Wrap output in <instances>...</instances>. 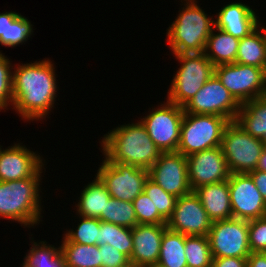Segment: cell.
<instances>
[{"label":"cell","instance_id":"6da1fadb","mask_svg":"<svg viewBox=\"0 0 266 267\" xmlns=\"http://www.w3.org/2000/svg\"><path fill=\"white\" fill-rule=\"evenodd\" d=\"M13 67L12 110L24 122L45 120L55 108L59 91L55 63L44 58L33 63H16Z\"/></svg>","mask_w":266,"mask_h":267},{"label":"cell","instance_id":"7a4b0ae2","mask_svg":"<svg viewBox=\"0 0 266 267\" xmlns=\"http://www.w3.org/2000/svg\"><path fill=\"white\" fill-rule=\"evenodd\" d=\"M118 125L101 137L102 155L109 162L149 169L162 151L155 145L141 121Z\"/></svg>","mask_w":266,"mask_h":267},{"label":"cell","instance_id":"3957f363","mask_svg":"<svg viewBox=\"0 0 266 267\" xmlns=\"http://www.w3.org/2000/svg\"><path fill=\"white\" fill-rule=\"evenodd\" d=\"M46 165L47 163L32 177L9 182L0 181V218L19 223L21 227L28 229L43 221L42 194L40 196L43 189L40 185Z\"/></svg>","mask_w":266,"mask_h":267},{"label":"cell","instance_id":"277c9868","mask_svg":"<svg viewBox=\"0 0 266 267\" xmlns=\"http://www.w3.org/2000/svg\"><path fill=\"white\" fill-rule=\"evenodd\" d=\"M198 1L181 0L183 7L166 30L165 40L173 55L202 53L205 50L207 39L215 27V21L214 15L208 16Z\"/></svg>","mask_w":266,"mask_h":267},{"label":"cell","instance_id":"5b68a950","mask_svg":"<svg viewBox=\"0 0 266 267\" xmlns=\"http://www.w3.org/2000/svg\"><path fill=\"white\" fill-rule=\"evenodd\" d=\"M173 56L178 60L180 67L173 75L165 99L183 107L213 76L215 66L204 52Z\"/></svg>","mask_w":266,"mask_h":267},{"label":"cell","instance_id":"8992f818","mask_svg":"<svg viewBox=\"0 0 266 267\" xmlns=\"http://www.w3.org/2000/svg\"><path fill=\"white\" fill-rule=\"evenodd\" d=\"M230 121L221 116L184 113L177 152L184 156L221 146Z\"/></svg>","mask_w":266,"mask_h":267},{"label":"cell","instance_id":"52a82bcc","mask_svg":"<svg viewBox=\"0 0 266 267\" xmlns=\"http://www.w3.org/2000/svg\"><path fill=\"white\" fill-rule=\"evenodd\" d=\"M264 142L247 133L236 121L224 129L221 148L231 174H248L257 169Z\"/></svg>","mask_w":266,"mask_h":267},{"label":"cell","instance_id":"ba28073f","mask_svg":"<svg viewBox=\"0 0 266 267\" xmlns=\"http://www.w3.org/2000/svg\"><path fill=\"white\" fill-rule=\"evenodd\" d=\"M165 101L156 105L157 107L149 108L147 115L141 116L140 121L160 151L176 152L184 109L167 99Z\"/></svg>","mask_w":266,"mask_h":267},{"label":"cell","instance_id":"9c48e42d","mask_svg":"<svg viewBox=\"0 0 266 267\" xmlns=\"http://www.w3.org/2000/svg\"><path fill=\"white\" fill-rule=\"evenodd\" d=\"M96 175L105 184L111 198L132 202L144 190L149 170L135 165L109 162L102 158Z\"/></svg>","mask_w":266,"mask_h":267},{"label":"cell","instance_id":"30bf717a","mask_svg":"<svg viewBox=\"0 0 266 267\" xmlns=\"http://www.w3.org/2000/svg\"><path fill=\"white\" fill-rule=\"evenodd\" d=\"M214 74L240 105L266 96L263 68L239 63L222 64L215 66Z\"/></svg>","mask_w":266,"mask_h":267},{"label":"cell","instance_id":"8fae6325","mask_svg":"<svg viewBox=\"0 0 266 267\" xmlns=\"http://www.w3.org/2000/svg\"><path fill=\"white\" fill-rule=\"evenodd\" d=\"M240 104L230 94L218 77L213 76L184 106V113L216 115L235 121Z\"/></svg>","mask_w":266,"mask_h":267},{"label":"cell","instance_id":"7c38bea8","mask_svg":"<svg viewBox=\"0 0 266 267\" xmlns=\"http://www.w3.org/2000/svg\"><path fill=\"white\" fill-rule=\"evenodd\" d=\"M208 238L213 258H247L251 253L248 220L231 218L214 221Z\"/></svg>","mask_w":266,"mask_h":267},{"label":"cell","instance_id":"4fadbf2b","mask_svg":"<svg viewBox=\"0 0 266 267\" xmlns=\"http://www.w3.org/2000/svg\"><path fill=\"white\" fill-rule=\"evenodd\" d=\"M149 178L177 198L189 194L187 157L179 152H162L148 169Z\"/></svg>","mask_w":266,"mask_h":267},{"label":"cell","instance_id":"5bb4252c","mask_svg":"<svg viewBox=\"0 0 266 267\" xmlns=\"http://www.w3.org/2000/svg\"><path fill=\"white\" fill-rule=\"evenodd\" d=\"M188 178L191 190L228 180L229 171L221 146L187 156Z\"/></svg>","mask_w":266,"mask_h":267},{"label":"cell","instance_id":"9a60e30c","mask_svg":"<svg viewBox=\"0 0 266 267\" xmlns=\"http://www.w3.org/2000/svg\"><path fill=\"white\" fill-rule=\"evenodd\" d=\"M212 221L194 191L177 198L167 228L186 236H208Z\"/></svg>","mask_w":266,"mask_h":267},{"label":"cell","instance_id":"2e32d148","mask_svg":"<svg viewBox=\"0 0 266 267\" xmlns=\"http://www.w3.org/2000/svg\"><path fill=\"white\" fill-rule=\"evenodd\" d=\"M232 218L252 220L266 216V203L249 174L228 178Z\"/></svg>","mask_w":266,"mask_h":267},{"label":"cell","instance_id":"e0dca14e","mask_svg":"<svg viewBox=\"0 0 266 267\" xmlns=\"http://www.w3.org/2000/svg\"><path fill=\"white\" fill-rule=\"evenodd\" d=\"M0 148V181L32 177L46 162L43 156L21 142ZM41 155V156H40Z\"/></svg>","mask_w":266,"mask_h":267},{"label":"cell","instance_id":"ac0fdd59","mask_svg":"<svg viewBox=\"0 0 266 267\" xmlns=\"http://www.w3.org/2000/svg\"><path fill=\"white\" fill-rule=\"evenodd\" d=\"M215 15V27L239 40L261 24L255 9L242 1L223 5Z\"/></svg>","mask_w":266,"mask_h":267},{"label":"cell","instance_id":"d6986e66","mask_svg":"<svg viewBox=\"0 0 266 267\" xmlns=\"http://www.w3.org/2000/svg\"><path fill=\"white\" fill-rule=\"evenodd\" d=\"M167 225L138 224L132 228L133 251L131 261L136 267L156 266L161 240Z\"/></svg>","mask_w":266,"mask_h":267},{"label":"cell","instance_id":"ffe728a7","mask_svg":"<svg viewBox=\"0 0 266 267\" xmlns=\"http://www.w3.org/2000/svg\"><path fill=\"white\" fill-rule=\"evenodd\" d=\"M193 191L212 222L232 218L228 180L204 185Z\"/></svg>","mask_w":266,"mask_h":267},{"label":"cell","instance_id":"44dd1931","mask_svg":"<svg viewBox=\"0 0 266 267\" xmlns=\"http://www.w3.org/2000/svg\"><path fill=\"white\" fill-rule=\"evenodd\" d=\"M110 198L105 184L95 175L94 180L83 187L77 198L78 202L74 205L75 216L98 218L105 222V207Z\"/></svg>","mask_w":266,"mask_h":267},{"label":"cell","instance_id":"7402d4cb","mask_svg":"<svg viewBox=\"0 0 266 267\" xmlns=\"http://www.w3.org/2000/svg\"><path fill=\"white\" fill-rule=\"evenodd\" d=\"M247 133L266 143V96L240 106L235 120Z\"/></svg>","mask_w":266,"mask_h":267},{"label":"cell","instance_id":"603a6c76","mask_svg":"<svg viewBox=\"0 0 266 267\" xmlns=\"http://www.w3.org/2000/svg\"><path fill=\"white\" fill-rule=\"evenodd\" d=\"M240 40L214 27L209 35L204 54L214 66L235 63Z\"/></svg>","mask_w":266,"mask_h":267},{"label":"cell","instance_id":"cb8c5ba5","mask_svg":"<svg viewBox=\"0 0 266 267\" xmlns=\"http://www.w3.org/2000/svg\"><path fill=\"white\" fill-rule=\"evenodd\" d=\"M266 60V27L260 24L240 39L235 63L263 68Z\"/></svg>","mask_w":266,"mask_h":267},{"label":"cell","instance_id":"d4e9b609","mask_svg":"<svg viewBox=\"0 0 266 267\" xmlns=\"http://www.w3.org/2000/svg\"><path fill=\"white\" fill-rule=\"evenodd\" d=\"M31 239V247L23 257L21 267H65L60 246L48 244L46 240ZM36 241V242H35Z\"/></svg>","mask_w":266,"mask_h":267},{"label":"cell","instance_id":"484cf974","mask_svg":"<svg viewBox=\"0 0 266 267\" xmlns=\"http://www.w3.org/2000/svg\"><path fill=\"white\" fill-rule=\"evenodd\" d=\"M59 246L65 267H102L100 249L97 244L61 242Z\"/></svg>","mask_w":266,"mask_h":267},{"label":"cell","instance_id":"4316f807","mask_svg":"<svg viewBox=\"0 0 266 267\" xmlns=\"http://www.w3.org/2000/svg\"><path fill=\"white\" fill-rule=\"evenodd\" d=\"M158 267H187L185 256V235L168 228L161 240Z\"/></svg>","mask_w":266,"mask_h":267},{"label":"cell","instance_id":"83f0119b","mask_svg":"<svg viewBox=\"0 0 266 267\" xmlns=\"http://www.w3.org/2000/svg\"><path fill=\"white\" fill-rule=\"evenodd\" d=\"M103 244L114 246L130 259L133 251L132 228L101 221L99 246Z\"/></svg>","mask_w":266,"mask_h":267},{"label":"cell","instance_id":"f1b7e54d","mask_svg":"<svg viewBox=\"0 0 266 267\" xmlns=\"http://www.w3.org/2000/svg\"><path fill=\"white\" fill-rule=\"evenodd\" d=\"M79 222L77 227L72 229L66 228L62 234L61 242H74L83 245L99 246V227L101 221L98 218L83 217L77 215ZM75 229V230H74Z\"/></svg>","mask_w":266,"mask_h":267},{"label":"cell","instance_id":"f546056e","mask_svg":"<svg viewBox=\"0 0 266 267\" xmlns=\"http://www.w3.org/2000/svg\"><path fill=\"white\" fill-rule=\"evenodd\" d=\"M185 256L187 267H211L213 255L208 236H186Z\"/></svg>","mask_w":266,"mask_h":267},{"label":"cell","instance_id":"4dcf8cb0","mask_svg":"<svg viewBox=\"0 0 266 267\" xmlns=\"http://www.w3.org/2000/svg\"><path fill=\"white\" fill-rule=\"evenodd\" d=\"M105 222L134 228L138 222L132 202L110 198L105 207Z\"/></svg>","mask_w":266,"mask_h":267},{"label":"cell","instance_id":"1f68e13d","mask_svg":"<svg viewBox=\"0 0 266 267\" xmlns=\"http://www.w3.org/2000/svg\"><path fill=\"white\" fill-rule=\"evenodd\" d=\"M143 192L153 201L159 214L168 221L173 214L177 197L164 191L150 178L146 181Z\"/></svg>","mask_w":266,"mask_h":267},{"label":"cell","instance_id":"d6a6232c","mask_svg":"<svg viewBox=\"0 0 266 267\" xmlns=\"http://www.w3.org/2000/svg\"><path fill=\"white\" fill-rule=\"evenodd\" d=\"M10 59L0 51V110L13 107V66ZM6 109V110H5Z\"/></svg>","mask_w":266,"mask_h":267},{"label":"cell","instance_id":"836d02e7","mask_svg":"<svg viewBox=\"0 0 266 267\" xmlns=\"http://www.w3.org/2000/svg\"><path fill=\"white\" fill-rule=\"evenodd\" d=\"M33 24L23 15H19L13 22H7L6 47H17L25 44L34 35Z\"/></svg>","mask_w":266,"mask_h":267},{"label":"cell","instance_id":"e575fe53","mask_svg":"<svg viewBox=\"0 0 266 267\" xmlns=\"http://www.w3.org/2000/svg\"><path fill=\"white\" fill-rule=\"evenodd\" d=\"M138 224L167 225V221L159 214L152 200L142 192L132 201Z\"/></svg>","mask_w":266,"mask_h":267},{"label":"cell","instance_id":"d590c367","mask_svg":"<svg viewBox=\"0 0 266 267\" xmlns=\"http://www.w3.org/2000/svg\"><path fill=\"white\" fill-rule=\"evenodd\" d=\"M248 239L251 252H266V216L248 221Z\"/></svg>","mask_w":266,"mask_h":267},{"label":"cell","instance_id":"8d00e7d4","mask_svg":"<svg viewBox=\"0 0 266 267\" xmlns=\"http://www.w3.org/2000/svg\"><path fill=\"white\" fill-rule=\"evenodd\" d=\"M102 267H116L129 262V258L109 244L99 246Z\"/></svg>","mask_w":266,"mask_h":267},{"label":"cell","instance_id":"74e56055","mask_svg":"<svg viewBox=\"0 0 266 267\" xmlns=\"http://www.w3.org/2000/svg\"><path fill=\"white\" fill-rule=\"evenodd\" d=\"M211 267H247V258H239V257L213 258Z\"/></svg>","mask_w":266,"mask_h":267},{"label":"cell","instance_id":"f35d334b","mask_svg":"<svg viewBox=\"0 0 266 267\" xmlns=\"http://www.w3.org/2000/svg\"><path fill=\"white\" fill-rule=\"evenodd\" d=\"M20 13L14 11L0 12V45L6 47L7 22H13Z\"/></svg>","mask_w":266,"mask_h":267},{"label":"cell","instance_id":"ab89813d","mask_svg":"<svg viewBox=\"0 0 266 267\" xmlns=\"http://www.w3.org/2000/svg\"><path fill=\"white\" fill-rule=\"evenodd\" d=\"M266 203V172L255 169L248 173Z\"/></svg>","mask_w":266,"mask_h":267},{"label":"cell","instance_id":"60d3db41","mask_svg":"<svg viewBox=\"0 0 266 267\" xmlns=\"http://www.w3.org/2000/svg\"><path fill=\"white\" fill-rule=\"evenodd\" d=\"M247 267H266V252H251L247 257Z\"/></svg>","mask_w":266,"mask_h":267},{"label":"cell","instance_id":"b9f144b4","mask_svg":"<svg viewBox=\"0 0 266 267\" xmlns=\"http://www.w3.org/2000/svg\"><path fill=\"white\" fill-rule=\"evenodd\" d=\"M257 170L266 172V145L264 146V149L262 151V154L259 158Z\"/></svg>","mask_w":266,"mask_h":267},{"label":"cell","instance_id":"7bdbcfd3","mask_svg":"<svg viewBox=\"0 0 266 267\" xmlns=\"http://www.w3.org/2000/svg\"><path fill=\"white\" fill-rule=\"evenodd\" d=\"M116 267H136L131 261H129L128 263L124 264V265H120V266H116Z\"/></svg>","mask_w":266,"mask_h":267},{"label":"cell","instance_id":"ee69618b","mask_svg":"<svg viewBox=\"0 0 266 267\" xmlns=\"http://www.w3.org/2000/svg\"><path fill=\"white\" fill-rule=\"evenodd\" d=\"M263 76H264V82H265V86H266V60H265V64L263 67Z\"/></svg>","mask_w":266,"mask_h":267}]
</instances>
